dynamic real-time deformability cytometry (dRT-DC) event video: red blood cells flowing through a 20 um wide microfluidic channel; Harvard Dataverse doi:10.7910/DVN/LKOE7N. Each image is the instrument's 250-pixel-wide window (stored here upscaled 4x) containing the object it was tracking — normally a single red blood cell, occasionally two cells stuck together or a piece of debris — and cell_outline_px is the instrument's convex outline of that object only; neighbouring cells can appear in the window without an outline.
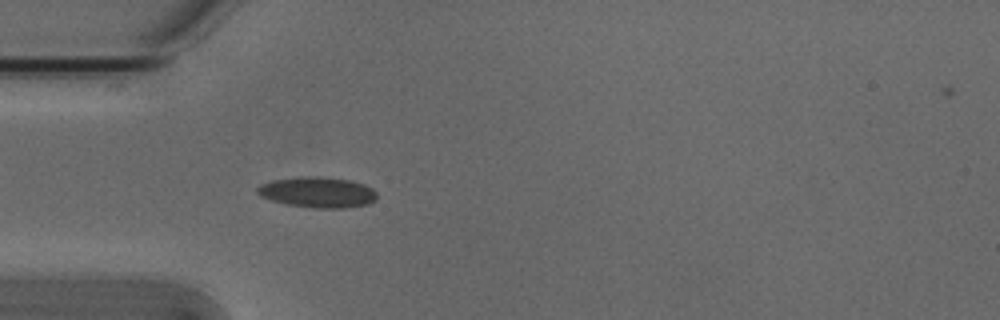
{"species": "Egyptian fruit bat (a non-hibernating species)", "species_latin": "Rousettus aegyptiacus", "temperature_condition": "cold", "stored_images_in_passage": 43, "camera_frame_rate_fps": 3000, "um_per_image_px": 0.085, "animal": {"sex": "male"}, "frame": {"image": 1, "passage_image": 5, "time_ms": 1.333, "image_size_px": [1000, 320], "cell_outline_px": [[376, 200], [368, 204], [344, 208], [312, 208], [284, 204], [260, 196], [256, 192], [256, 188], [260, 184], [272, 180], [300, 176], [320, 176], [348, 180], [364, 184], [372, 188], [376, 192]], "centroid_in_image_um": [26.97, 16.34], "position_along_channel_um": 58.0, "area_um2": 21.56}}
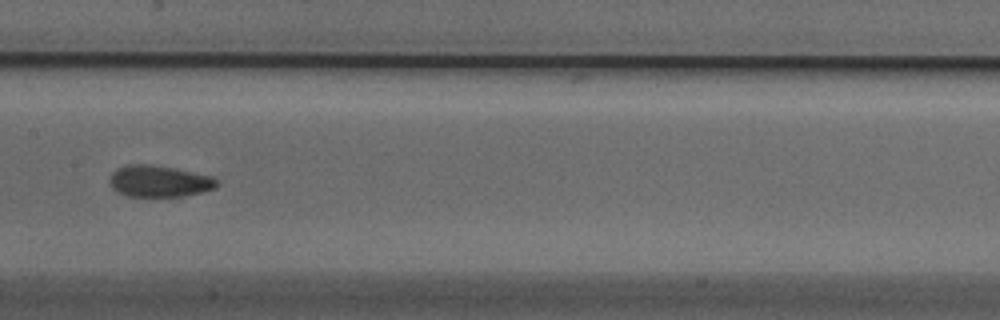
{"frame": {"image": 2, "passage_image": 16, "time_ms": 5.0, "image_size_px": [1000, 320], "cell_outline_px": [[220, 184], [216, 188], [200, 192], [180, 196], [128, 196], [112, 188], [108, 180], [112, 172], [116, 168], [128, 164], [148, 164], [172, 168], [212, 176]], "centroid_in_image_um": [13.5, 15.39], "position_along_channel_um": 193.9, "area_um2": 19.54}}
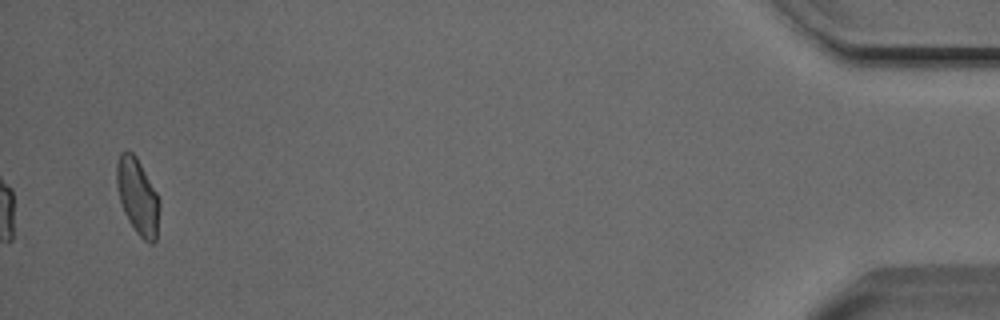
{"frame": {"image": 3, "passage_image": 41, "time_ms": 13.333, "image_size_px": [1000, 320], "cell_outline_px": [[160, 204], [156, 240], [152, 244], [148, 244], [136, 232], [128, 220], [124, 212], [120, 200], [116, 184], [116, 164], [120, 152], [132, 152], [136, 156], [156, 192], [160, 200]], "centroid_in_image_um": [11.7, 16.72], "position_along_channel_um": 423.5, "area_um2": 18.9}, "authors_computed_cell_mechanics": {"area_um2": 19.3052, "velocity_mm_per_s": 3.8078, "shape_relaxation_time_tau1_ms": 4.3244, "shape_relaxation_time_tau2_ms": 1.3211, "deformation_change_tau1": 0.1011, "deformation_change_tau2": 0.0505}}